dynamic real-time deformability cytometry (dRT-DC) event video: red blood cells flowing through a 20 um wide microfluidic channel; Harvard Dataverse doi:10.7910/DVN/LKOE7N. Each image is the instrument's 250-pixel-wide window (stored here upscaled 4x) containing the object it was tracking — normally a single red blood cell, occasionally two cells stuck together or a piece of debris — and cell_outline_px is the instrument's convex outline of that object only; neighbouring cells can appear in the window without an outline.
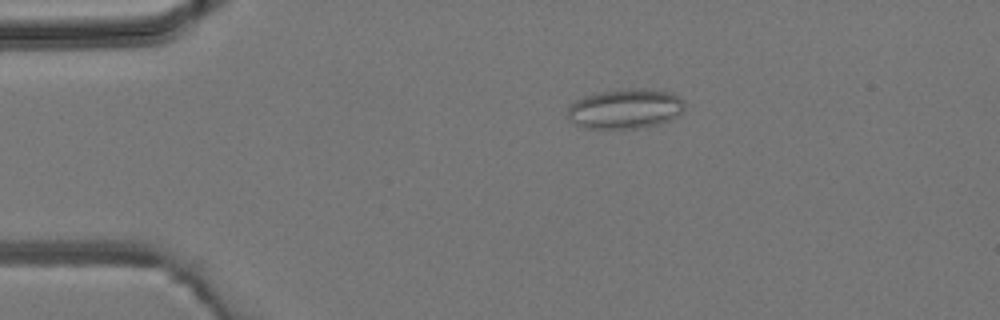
{"species": "common noctule bat (a hibernating species)", "species_latin": "Nyctalus noctula", "temperature_condition": "room temperature", "stored_images_in_passage": 4, "camera_frame_rate_fps": 3000, "um_per_image_px": 0.085, "animal": {"sex": "male", "body_mass_g": 19.2, "forearm_length_mm": 51.8}, "frame": {"image": 1, "passage_image": 3, "time_ms": 2.333, "image_size_px": [1000, 320], "cell_outline_px": [[684, 108], [672, 120], [656, 124], [636, 128], [584, 128], [568, 120], [568, 104], [584, 96], [600, 92], [628, 88], [648, 88], [668, 92], [684, 100]], "centroid_in_image_um": [53.12, 9.24], "position_along_channel_um": 31.9, "area_um2": 27.17}}